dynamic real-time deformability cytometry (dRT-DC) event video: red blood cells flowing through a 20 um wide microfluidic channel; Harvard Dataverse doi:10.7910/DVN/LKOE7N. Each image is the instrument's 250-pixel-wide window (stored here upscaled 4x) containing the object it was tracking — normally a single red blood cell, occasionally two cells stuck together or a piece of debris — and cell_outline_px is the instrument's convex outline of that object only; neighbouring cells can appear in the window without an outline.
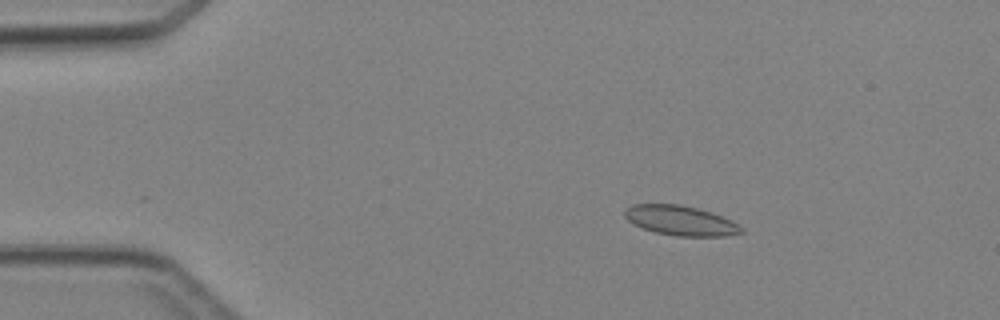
{"species": "Egyptian fruit bat (a non-hibernating species)", "species_latin": "Rousettus aegyptiacus", "temperature_condition": "cold", "stored_images_in_passage": 5, "camera_frame_rate_fps": 3000, "um_per_image_px": 0.085, "animal": {"sex": "female"}, "frame": {"image": 1, "passage_image": 2, "time_ms": 1.333, "image_size_px": [1000, 320], "cell_outline_px": [[744, 232], [724, 236], [676, 236], [656, 232], [632, 224], [624, 216], [624, 212], [632, 204], [680, 204], [712, 212], [732, 220], [744, 228]], "centroid_in_image_um": [57.87, 18.74], "position_along_channel_um": 27.1, "area_um2": 20.23}}
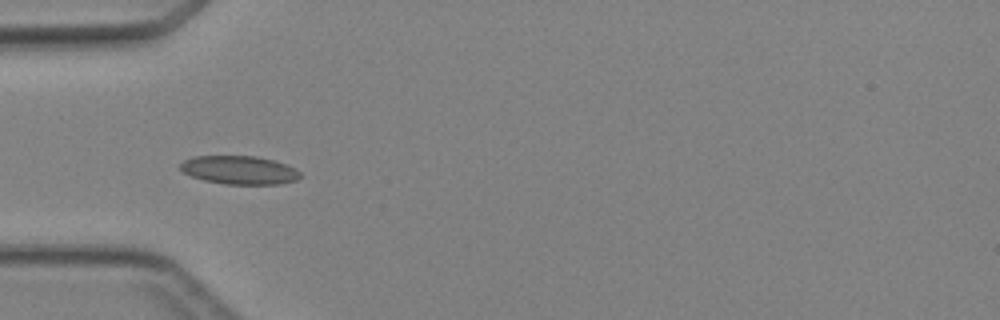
{"frame": {"image": 2, "passage_image": 4, "time_ms": 3.667, "image_size_px": [1000, 320], "cell_outline_px": [[300, 176], [296, 180], [280, 184], [224, 184], [204, 180], [192, 176], [184, 172], [180, 168], [180, 164], [184, 160], [192, 156], [256, 156], [288, 164], [300, 172]], "centroid_in_image_um": [20.35, 14.45], "position_along_channel_um": 64.7, "area_um2": 19.83}}
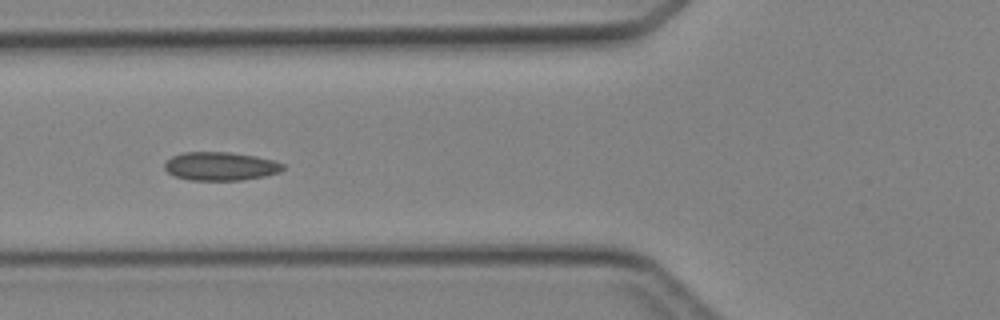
{"frame": {"image": 3, "passage_image": 5, "time_ms": 4.667, "image_size_px": [1000, 320], "cell_outline_px": [[284, 168], [280, 172], [264, 176], [240, 180], [192, 180], [176, 176], [168, 172], [164, 168], [164, 164], [172, 156], [184, 152], [232, 152], [256, 156], [272, 160], [284, 164]], "centroid_in_image_um": [18.75, 14.12], "position_along_channel_um": 107.0, "area_um2": 19.54}}